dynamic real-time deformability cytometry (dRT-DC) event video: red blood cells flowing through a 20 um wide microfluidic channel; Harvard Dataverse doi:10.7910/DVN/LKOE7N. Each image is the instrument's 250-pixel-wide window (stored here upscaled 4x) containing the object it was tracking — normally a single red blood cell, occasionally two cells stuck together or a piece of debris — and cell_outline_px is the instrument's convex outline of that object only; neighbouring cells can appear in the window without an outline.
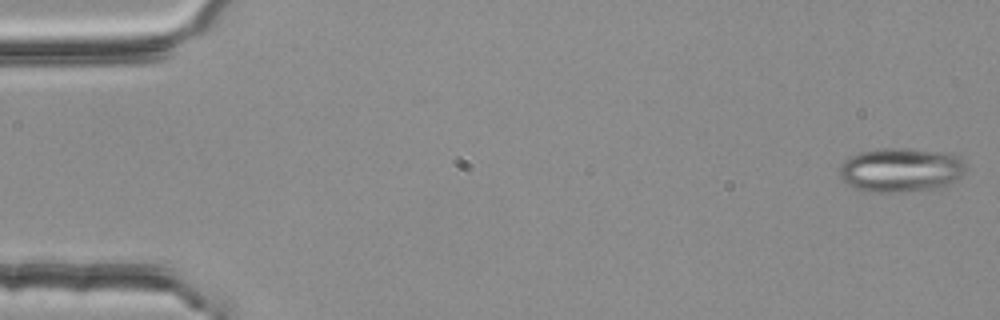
{"species": "common noctule bat (a hibernating species)", "species_latin": "Nyctalus noctula", "temperature_condition": "room temperature", "stored_images_in_passage": 55, "segment_of_instrument_passage": [1, 2], "camera_frame_rate_fps": 3000, "um_per_image_px": 0.085, "animal": {"sex": "female", "body_mass_g": 25.1}, "frame": {"image": 1, "passage_image": 1, "time_ms": 0.0, "image_size_px": [1000, 320], "cell_outline_px": [[968, 168], [948, 188], [880, 192], [856, 188], [848, 184], [840, 176], [840, 164], [848, 156], [860, 152], [880, 148], [908, 148], [936, 152], [956, 156], [964, 160], [968, 164]], "centroid_in_image_um": [76.61, 14.44], "position_along_channel_um": 8.4, "area_um2": 32.54}}
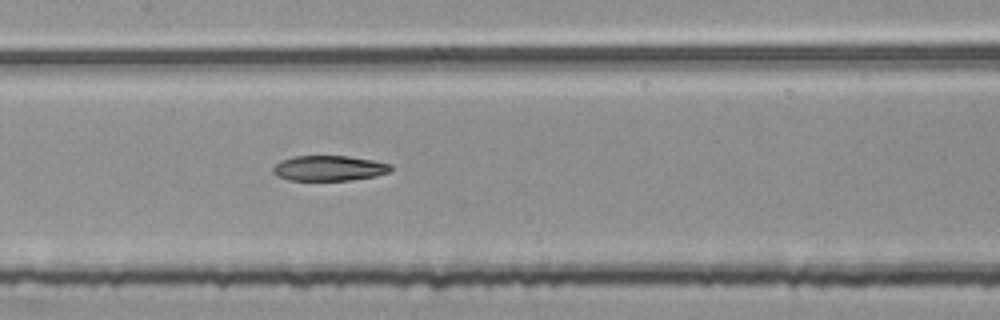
{"frame": {"image": 2, "passage_image": 26, "time_ms": 8.333, "image_size_px": [1000, 320], "cell_outline_px": [[392, 172], [372, 176], [348, 180], [288, 180], [276, 176], [272, 172], [272, 168], [280, 160], [292, 156], [348, 156], [372, 160], [388, 164], [392, 168]], "centroid_in_image_um": [27.91, 14.29], "position_along_channel_um": 179.5, "area_um2": 17.28}}
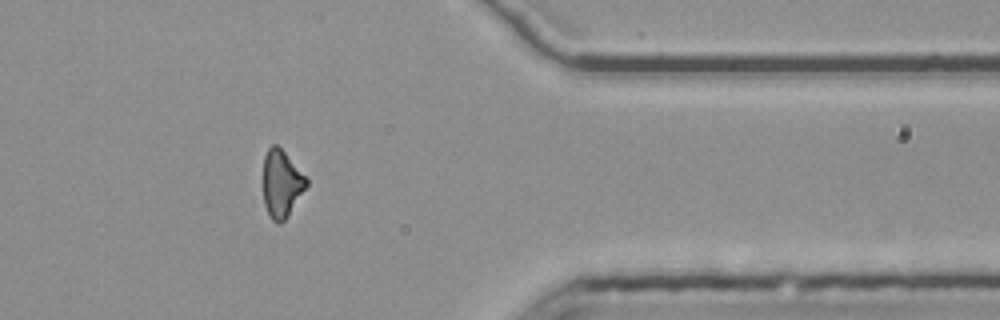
{"frame": {"image": 3, "passage_image": 44, "time_ms": 14.333, "image_size_px": [1000, 320], "cell_outline_px": [[308, 184], [288, 216], [280, 224], [276, 224], [268, 216], [264, 204], [264, 156], [268, 148], [272, 144], [276, 144], [284, 152], [308, 180]], "centroid_in_image_um": [23.91, 15.65], "position_along_channel_um": 387.5, "area_um2": 16.76}}